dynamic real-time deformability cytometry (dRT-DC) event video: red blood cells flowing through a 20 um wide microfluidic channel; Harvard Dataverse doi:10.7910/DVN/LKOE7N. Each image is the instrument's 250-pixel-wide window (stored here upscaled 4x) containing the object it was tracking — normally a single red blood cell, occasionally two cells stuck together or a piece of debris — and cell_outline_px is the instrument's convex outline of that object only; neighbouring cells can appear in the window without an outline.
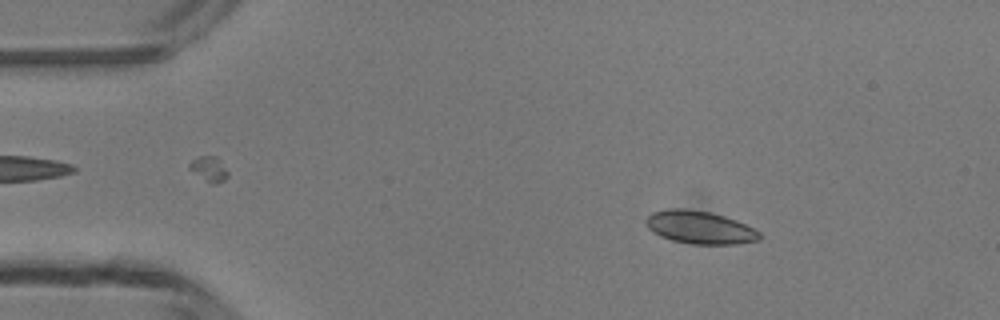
{"species": "common noctule bat (a hibernating species)", "species_latin": "Nyctalus noctula", "temperature_condition": "room temperature", "stored_images_in_passage": 46, "camera_frame_rate_fps": 3000, "um_per_image_px": 0.085, "animal": {"sex": "male", "body_mass_g": 13.3}, "frame": {"image": 1, "passage_image": 7, "time_ms": 2.0, "image_size_px": [1000, 320], "cell_outline_px": [[760, 240], [736, 244], [692, 244], [672, 240], [660, 236], [652, 232], [644, 224], [644, 220], [652, 212], [668, 208], [684, 208], [712, 212], [736, 220], [760, 232]], "centroid_in_image_um": [59.44, 19.32], "position_along_channel_um": 25.6, "area_um2": 21.91}}
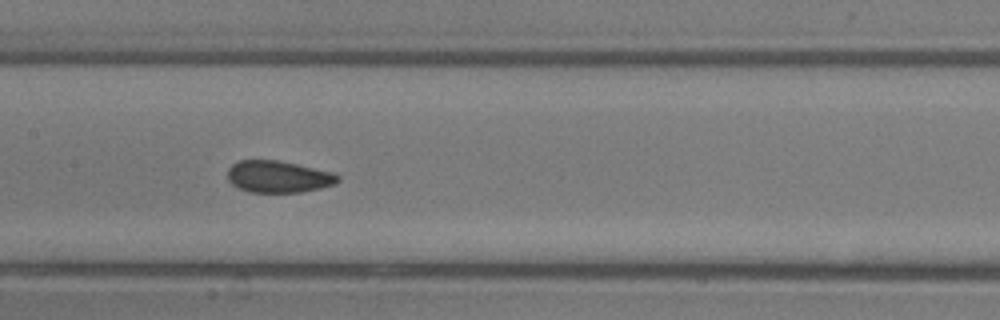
{"frame": {"image": 2, "passage_image": 23, "time_ms": 7.333, "image_size_px": [1000, 320], "cell_outline_px": [[340, 180], [336, 184], [320, 188], [300, 192], [248, 192], [232, 184], [228, 180], [228, 168], [232, 164], [240, 160], [276, 160], [296, 164], [332, 172], [340, 176]], "centroid_in_image_um": [23.66, 15.02], "position_along_channel_um": 183.7, "area_um2": 20.4}}
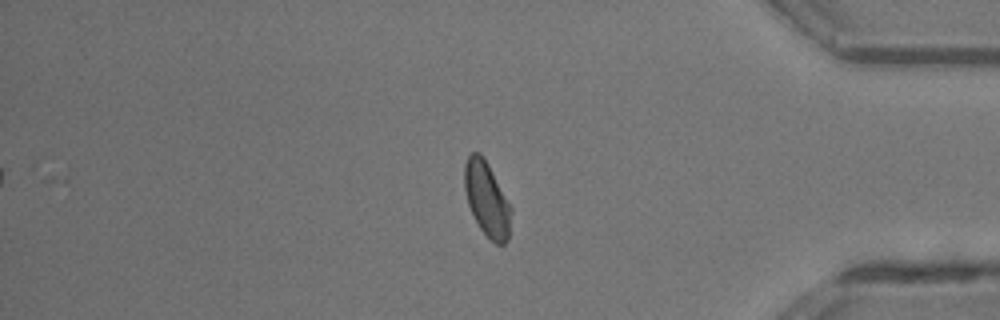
{"frame": {"image": 3, "passage_image": 40, "time_ms": 13.0, "image_size_px": [1000, 320], "cell_outline_px": [[512, 212], [508, 240], [504, 244], [496, 244], [480, 228], [468, 204], [464, 188], [464, 164], [468, 156], [472, 152], [480, 152], [484, 156], [512, 208]], "centroid_in_image_um": [41.39, 16.9], "position_along_channel_um": 393.8, "area_um2": 20.17}}